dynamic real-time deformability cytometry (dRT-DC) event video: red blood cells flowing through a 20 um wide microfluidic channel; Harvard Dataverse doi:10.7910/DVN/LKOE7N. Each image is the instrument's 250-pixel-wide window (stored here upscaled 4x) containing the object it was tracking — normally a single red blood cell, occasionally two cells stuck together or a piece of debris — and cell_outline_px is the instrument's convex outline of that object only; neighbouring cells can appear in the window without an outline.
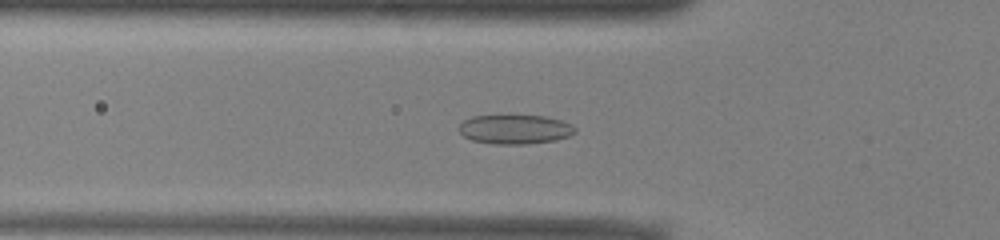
{"species": "common noctule bat (a hibernating species)", "species_latin": "Nyctalus noctula", "temperature_condition": "warm", "stored_images_in_passage": 51, "camera_frame_rate_fps": 3000, "um_per_image_px": 0.085, "animal": {"sex": "male", "body_mass_g": 13.0, "forearm_length_mm": 53.1}, "frame": {"image": 1, "passage_image": 17, "time_ms": 5.333, "image_size_px": [1000, 240], "cell_outline_px": [[576, 132], [568, 136], [556, 140], [528, 144], [496, 144], [472, 140], [464, 136], [460, 132], [460, 124], [464, 120], [472, 116], [544, 116], [560, 120], [572, 124], [576, 128]], "centroid_in_image_um": [43.8, 11.0], "position_along_channel_um": 82.0, "area_um2": 19.65}}
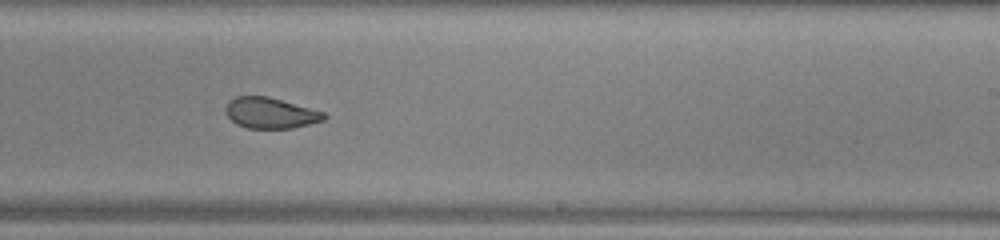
{"frame": {"image": 2, "passage_image": 31, "time_ms": 10.0, "image_size_px": [1000, 240], "cell_outline_px": [[328, 116], [324, 120], [292, 128], [248, 128], [236, 124], [228, 116], [228, 100], [236, 96], [268, 96], [324, 112]], "centroid_in_image_um": [23.01, 9.6], "position_along_channel_um": 266.0, "area_um2": 17.4}}
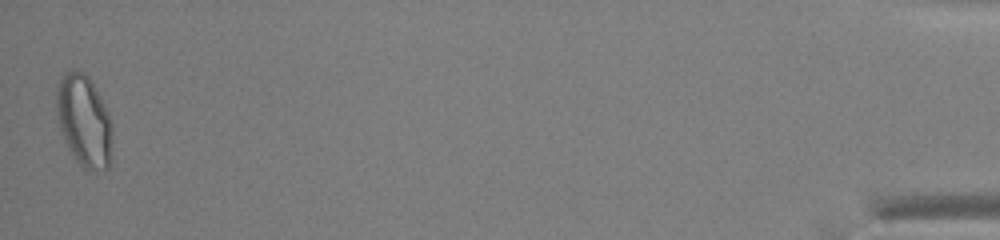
{"frame": {"image": 3, "passage_image": 51, "time_ms": 16.667, "image_size_px": [1000, 240], "cell_outline_px": [[112, 136], [108, 168], [104, 172], [84, 168], [76, 160], [68, 148], [60, 128], [56, 112], [56, 88], [60, 76], [64, 72], [72, 68], [84, 72], [88, 76], [96, 88], [108, 112], [112, 124]], "centroid_in_image_um": [7.13, 10.22], "position_along_channel_um": 428.1, "area_um2": 30.11}, "authors_computed_cell_mechanics": {"area_um2": 21.386, "velocity_mm_per_s": 3.938, "shape_relaxation_time_tau1_ms": null, "shape_relaxation_time_tau2_ms": 1.705, "deformation_change_tau1": null, "deformation_change_tau2": 0.0688}}